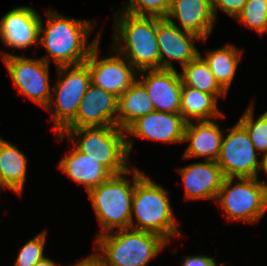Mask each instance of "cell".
Segmentation results:
<instances>
[{"mask_svg":"<svg viewBox=\"0 0 267 266\" xmlns=\"http://www.w3.org/2000/svg\"><path fill=\"white\" fill-rule=\"evenodd\" d=\"M91 21L66 18L53 10L47 14L46 27L41 19L39 27V44L45 47L48 54L42 59L55 62L56 67L85 63L90 52L99 43V37L87 45L88 36L93 29Z\"/></svg>","mask_w":267,"mask_h":266,"instance_id":"6da1fadb","label":"cell"},{"mask_svg":"<svg viewBox=\"0 0 267 266\" xmlns=\"http://www.w3.org/2000/svg\"><path fill=\"white\" fill-rule=\"evenodd\" d=\"M123 12L119 17L113 18L116 52L128 60L138 72L160 69L157 17L135 16Z\"/></svg>","mask_w":267,"mask_h":266,"instance_id":"7a4b0ae2","label":"cell"},{"mask_svg":"<svg viewBox=\"0 0 267 266\" xmlns=\"http://www.w3.org/2000/svg\"><path fill=\"white\" fill-rule=\"evenodd\" d=\"M65 133L74 142L76 149L87 154L97 163L103 165L112 175L128 171L127 158L132 149V140L126 138V131L115 125L85 126L75 129H64L58 133L63 139ZM126 134V135H125ZM82 135V137H80ZM78 136L80 138H78Z\"/></svg>","mask_w":267,"mask_h":266,"instance_id":"3957f363","label":"cell"},{"mask_svg":"<svg viewBox=\"0 0 267 266\" xmlns=\"http://www.w3.org/2000/svg\"><path fill=\"white\" fill-rule=\"evenodd\" d=\"M133 174V185H130L126 174ZM137 183V168L112 175L107 181L88 192L95 214L102 226L98 235L113 232L114 228L128 229L133 226L132 199Z\"/></svg>","mask_w":267,"mask_h":266,"instance_id":"277c9868","label":"cell"},{"mask_svg":"<svg viewBox=\"0 0 267 266\" xmlns=\"http://www.w3.org/2000/svg\"><path fill=\"white\" fill-rule=\"evenodd\" d=\"M137 225L131 229L157 234L170 243V237L180 234L173 218L168 191L144 176L137 169V183L132 199V216Z\"/></svg>","mask_w":267,"mask_h":266,"instance_id":"5b68a950","label":"cell"},{"mask_svg":"<svg viewBox=\"0 0 267 266\" xmlns=\"http://www.w3.org/2000/svg\"><path fill=\"white\" fill-rule=\"evenodd\" d=\"M96 240L108 266H146L169 244L157 234L131 228L98 235Z\"/></svg>","mask_w":267,"mask_h":266,"instance_id":"8992f818","label":"cell"},{"mask_svg":"<svg viewBox=\"0 0 267 266\" xmlns=\"http://www.w3.org/2000/svg\"><path fill=\"white\" fill-rule=\"evenodd\" d=\"M224 178L216 201L231 220L258 222L267 210V183L260 182L258 177Z\"/></svg>","mask_w":267,"mask_h":266,"instance_id":"52a82bcc","label":"cell"},{"mask_svg":"<svg viewBox=\"0 0 267 266\" xmlns=\"http://www.w3.org/2000/svg\"><path fill=\"white\" fill-rule=\"evenodd\" d=\"M57 70L59 77L66 76L59 78L57 85L53 86L55 101L51 99L46 109L51 111L52 104H55L51 114L54 120L52 129L61 133L75 119L79 104L91 84V76L86 63L60 66Z\"/></svg>","mask_w":267,"mask_h":266,"instance_id":"ba28073f","label":"cell"},{"mask_svg":"<svg viewBox=\"0 0 267 266\" xmlns=\"http://www.w3.org/2000/svg\"><path fill=\"white\" fill-rule=\"evenodd\" d=\"M222 145L217 163L225 178L257 177L260 161L257 160L256 148L250 140L247 130L238 122Z\"/></svg>","mask_w":267,"mask_h":266,"instance_id":"9c48e42d","label":"cell"},{"mask_svg":"<svg viewBox=\"0 0 267 266\" xmlns=\"http://www.w3.org/2000/svg\"><path fill=\"white\" fill-rule=\"evenodd\" d=\"M2 57L18 93L46 109L52 99L49 63L42 58L30 59L8 53H3Z\"/></svg>","mask_w":267,"mask_h":266,"instance_id":"30bf717a","label":"cell"},{"mask_svg":"<svg viewBox=\"0 0 267 266\" xmlns=\"http://www.w3.org/2000/svg\"><path fill=\"white\" fill-rule=\"evenodd\" d=\"M201 39L197 34L181 29L172 18L157 17L160 69H175L171 64L172 60L179 61L183 68L200 54L193 41Z\"/></svg>","mask_w":267,"mask_h":266,"instance_id":"8fae6325","label":"cell"},{"mask_svg":"<svg viewBox=\"0 0 267 266\" xmlns=\"http://www.w3.org/2000/svg\"><path fill=\"white\" fill-rule=\"evenodd\" d=\"M98 45L99 43L85 61L90 72L91 83L119 98L136 81L137 71L128 60L126 64L120 54L98 60Z\"/></svg>","mask_w":267,"mask_h":266,"instance_id":"7c38bea8","label":"cell"},{"mask_svg":"<svg viewBox=\"0 0 267 266\" xmlns=\"http://www.w3.org/2000/svg\"><path fill=\"white\" fill-rule=\"evenodd\" d=\"M139 73L137 79L147 90L155 111L180 114L183 85L181 75L175 69H152Z\"/></svg>","mask_w":267,"mask_h":266,"instance_id":"4fadbf2b","label":"cell"},{"mask_svg":"<svg viewBox=\"0 0 267 266\" xmlns=\"http://www.w3.org/2000/svg\"><path fill=\"white\" fill-rule=\"evenodd\" d=\"M119 98L90 84L84 94L75 119L65 129L95 125L117 126Z\"/></svg>","mask_w":267,"mask_h":266,"instance_id":"5bb4252c","label":"cell"},{"mask_svg":"<svg viewBox=\"0 0 267 266\" xmlns=\"http://www.w3.org/2000/svg\"><path fill=\"white\" fill-rule=\"evenodd\" d=\"M41 16L31 7H16L0 20V38L9 47L23 49L39 44Z\"/></svg>","mask_w":267,"mask_h":266,"instance_id":"9a60e30c","label":"cell"},{"mask_svg":"<svg viewBox=\"0 0 267 266\" xmlns=\"http://www.w3.org/2000/svg\"><path fill=\"white\" fill-rule=\"evenodd\" d=\"M186 123L180 114L153 111L138 118L125 131L153 141L179 143L184 142Z\"/></svg>","mask_w":267,"mask_h":266,"instance_id":"2e32d148","label":"cell"},{"mask_svg":"<svg viewBox=\"0 0 267 266\" xmlns=\"http://www.w3.org/2000/svg\"><path fill=\"white\" fill-rule=\"evenodd\" d=\"M178 171L188 199H216L225 178L217 161L193 163Z\"/></svg>","mask_w":267,"mask_h":266,"instance_id":"e0dca14e","label":"cell"},{"mask_svg":"<svg viewBox=\"0 0 267 266\" xmlns=\"http://www.w3.org/2000/svg\"><path fill=\"white\" fill-rule=\"evenodd\" d=\"M171 17L179 19L183 30L197 34L203 41L216 21L211 0H172L166 19Z\"/></svg>","mask_w":267,"mask_h":266,"instance_id":"ac0fdd59","label":"cell"},{"mask_svg":"<svg viewBox=\"0 0 267 266\" xmlns=\"http://www.w3.org/2000/svg\"><path fill=\"white\" fill-rule=\"evenodd\" d=\"M197 125L187 122L184 131V140L190 141L184 158L202 156L208 161H217L220 153L223 134L219 126L211 120L197 121Z\"/></svg>","mask_w":267,"mask_h":266,"instance_id":"d6986e66","label":"cell"},{"mask_svg":"<svg viewBox=\"0 0 267 266\" xmlns=\"http://www.w3.org/2000/svg\"><path fill=\"white\" fill-rule=\"evenodd\" d=\"M59 168L89 192L94 187L107 181L112 174L96 160L76 148L59 162Z\"/></svg>","mask_w":267,"mask_h":266,"instance_id":"ffe728a7","label":"cell"},{"mask_svg":"<svg viewBox=\"0 0 267 266\" xmlns=\"http://www.w3.org/2000/svg\"><path fill=\"white\" fill-rule=\"evenodd\" d=\"M155 111L144 85L136 81L119 97L117 126L126 130L138 118Z\"/></svg>","mask_w":267,"mask_h":266,"instance_id":"44dd1931","label":"cell"},{"mask_svg":"<svg viewBox=\"0 0 267 266\" xmlns=\"http://www.w3.org/2000/svg\"><path fill=\"white\" fill-rule=\"evenodd\" d=\"M26 171V156L4 140L0 148V188H9L21 195L26 179Z\"/></svg>","mask_w":267,"mask_h":266,"instance_id":"7402d4cb","label":"cell"},{"mask_svg":"<svg viewBox=\"0 0 267 266\" xmlns=\"http://www.w3.org/2000/svg\"><path fill=\"white\" fill-rule=\"evenodd\" d=\"M217 99L212 95L195 88L182 85L180 115L186 122L202 121L210 118L224 117L218 110Z\"/></svg>","mask_w":267,"mask_h":266,"instance_id":"603a6c76","label":"cell"},{"mask_svg":"<svg viewBox=\"0 0 267 266\" xmlns=\"http://www.w3.org/2000/svg\"><path fill=\"white\" fill-rule=\"evenodd\" d=\"M240 50L227 44L217 50L207 52L203 58L219 85L227 92L232 83L241 57Z\"/></svg>","mask_w":267,"mask_h":266,"instance_id":"cb8c5ba5","label":"cell"},{"mask_svg":"<svg viewBox=\"0 0 267 266\" xmlns=\"http://www.w3.org/2000/svg\"><path fill=\"white\" fill-rule=\"evenodd\" d=\"M182 69L183 72L180 75L185 86L212 94L216 99L219 95L225 96L227 93L216 81L201 54L187 63Z\"/></svg>","mask_w":267,"mask_h":266,"instance_id":"d4e9b609","label":"cell"},{"mask_svg":"<svg viewBox=\"0 0 267 266\" xmlns=\"http://www.w3.org/2000/svg\"><path fill=\"white\" fill-rule=\"evenodd\" d=\"M253 104L244 112L239 123L247 130L251 142L258 151L267 152V111L257 120L253 118Z\"/></svg>","mask_w":267,"mask_h":266,"instance_id":"484cf974","label":"cell"},{"mask_svg":"<svg viewBox=\"0 0 267 266\" xmlns=\"http://www.w3.org/2000/svg\"><path fill=\"white\" fill-rule=\"evenodd\" d=\"M235 18L259 34L267 32V0H247Z\"/></svg>","mask_w":267,"mask_h":266,"instance_id":"4316f807","label":"cell"},{"mask_svg":"<svg viewBox=\"0 0 267 266\" xmlns=\"http://www.w3.org/2000/svg\"><path fill=\"white\" fill-rule=\"evenodd\" d=\"M172 0H130L123 11L135 16L166 18Z\"/></svg>","mask_w":267,"mask_h":266,"instance_id":"83f0119b","label":"cell"},{"mask_svg":"<svg viewBox=\"0 0 267 266\" xmlns=\"http://www.w3.org/2000/svg\"><path fill=\"white\" fill-rule=\"evenodd\" d=\"M45 241L46 231L39 233L32 240H28L20 249L14 266H35L45 258L43 255Z\"/></svg>","mask_w":267,"mask_h":266,"instance_id":"f1b7e54d","label":"cell"},{"mask_svg":"<svg viewBox=\"0 0 267 266\" xmlns=\"http://www.w3.org/2000/svg\"><path fill=\"white\" fill-rule=\"evenodd\" d=\"M211 2L215 17L218 8L235 18L244 9L247 0H211Z\"/></svg>","mask_w":267,"mask_h":266,"instance_id":"f546056e","label":"cell"},{"mask_svg":"<svg viewBox=\"0 0 267 266\" xmlns=\"http://www.w3.org/2000/svg\"><path fill=\"white\" fill-rule=\"evenodd\" d=\"M215 258L208 256H189L183 261L182 266H217ZM224 263L219 266H223Z\"/></svg>","mask_w":267,"mask_h":266,"instance_id":"4dcf8cb0","label":"cell"},{"mask_svg":"<svg viewBox=\"0 0 267 266\" xmlns=\"http://www.w3.org/2000/svg\"><path fill=\"white\" fill-rule=\"evenodd\" d=\"M72 266H108V265L106 259L101 254L94 253Z\"/></svg>","mask_w":267,"mask_h":266,"instance_id":"1f68e13d","label":"cell"},{"mask_svg":"<svg viewBox=\"0 0 267 266\" xmlns=\"http://www.w3.org/2000/svg\"><path fill=\"white\" fill-rule=\"evenodd\" d=\"M35 266H56V264L51 259L45 257L40 260Z\"/></svg>","mask_w":267,"mask_h":266,"instance_id":"d6a6232c","label":"cell"},{"mask_svg":"<svg viewBox=\"0 0 267 266\" xmlns=\"http://www.w3.org/2000/svg\"><path fill=\"white\" fill-rule=\"evenodd\" d=\"M260 170L267 174V152L263 154V158L260 161Z\"/></svg>","mask_w":267,"mask_h":266,"instance_id":"836d02e7","label":"cell"},{"mask_svg":"<svg viewBox=\"0 0 267 266\" xmlns=\"http://www.w3.org/2000/svg\"><path fill=\"white\" fill-rule=\"evenodd\" d=\"M4 141V139H2L1 137H0V148H1V145H2V142Z\"/></svg>","mask_w":267,"mask_h":266,"instance_id":"e575fe53","label":"cell"}]
</instances>
